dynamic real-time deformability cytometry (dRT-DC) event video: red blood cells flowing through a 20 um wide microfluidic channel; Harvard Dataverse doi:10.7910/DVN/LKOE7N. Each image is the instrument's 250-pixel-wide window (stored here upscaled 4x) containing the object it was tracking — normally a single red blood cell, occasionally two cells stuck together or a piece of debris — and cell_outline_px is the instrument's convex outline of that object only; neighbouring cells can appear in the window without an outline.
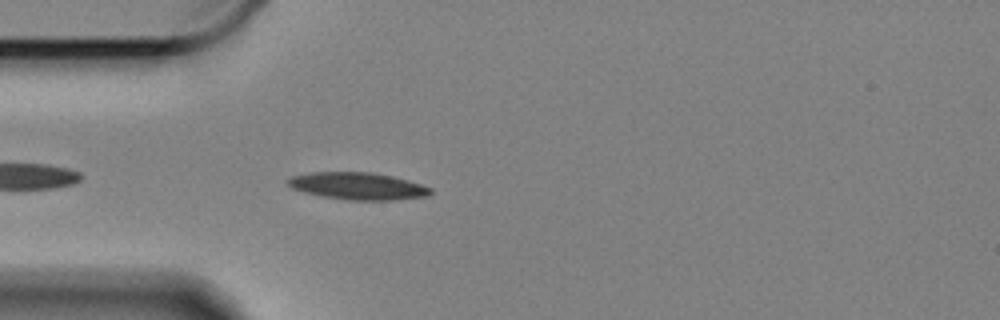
{"species": "Egyptian fruit bat (a non-hibernating species)", "species_latin": "Rousettus aegyptiacus", "temperature_condition": "cold", "stored_images_in_passage": 20, "camera_frame_rate_fps": 3000, "um_per_image_px": 0.085, "animal": {"sex": "female"}, "frame": {"image": 1, "passage_image": 4, "time_ms": 1.0, "image_size_px": [1000, 320], "cell_outline_px": [[432, 192], [428, 196], [392, 200], [348, 200], [324, 196], [304, 192], [292, 188], [284, 180], [288, 176], [308, 172], [372, 172], [392, 176], [408, 180], [432, 188]], "centroid_in_image_um": [30.37, 15.8], "position_along_channel_um": 54.6, "area_um2": 22.72}}
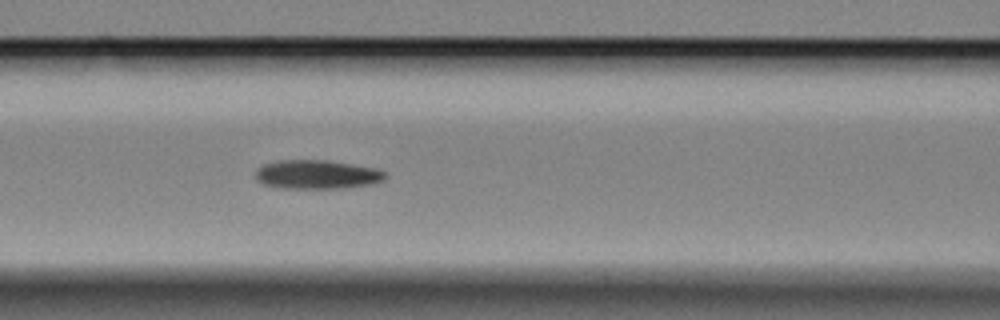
{"frame": {"image": 2, "passage_image": 12, "time_ms": 3.667, "image_size_px": [1000, 320], "cell_outline_px": [[388, 176], [384, 180], [376, 184], [344, 188], [276, 188], [264, 184], [256, 180], [256, 168], [264, 164], [280, 160], [324, 160], [352, 164], [376, 168], [388, 172]], "centroid_in_image_um": [26.99, 14.84], "position_along_channel_um": 139.6, "area_um2": 22.2}}
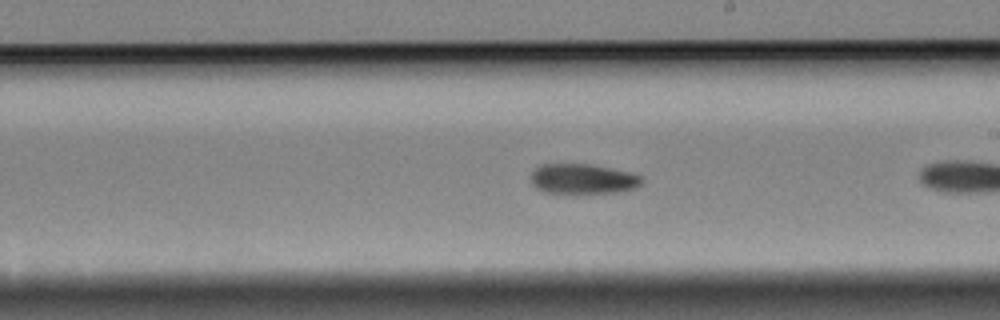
{"frame": {"image": 3, "passage_image": 18, "time_ms": 5.667, "image_size_px": [1000, 320], "cell_outline_px": [[644, 180], [636, 188], [624, 192], [576, 196], [572, 196], [544, 192], [536, 188], [532, 184], [532, 172], [540, 164], [588, 164], [632, 172], [644, 176]], "centroid_in_image_um": [49.59, 15.27], "position_along_channel_um": 239.4, "area_um2": 20.58}}